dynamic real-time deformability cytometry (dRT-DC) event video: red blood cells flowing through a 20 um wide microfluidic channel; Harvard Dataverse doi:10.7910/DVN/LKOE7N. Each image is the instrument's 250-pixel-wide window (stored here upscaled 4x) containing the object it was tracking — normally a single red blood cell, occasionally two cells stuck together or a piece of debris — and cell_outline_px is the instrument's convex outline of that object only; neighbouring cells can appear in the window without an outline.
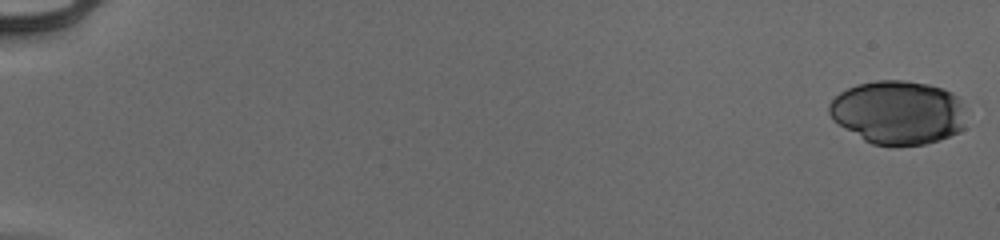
{"species": "human", "species_latin": "Homo sapiens", "temperature_condition": "cold", "stored_images_in_passage": 54, "camera_frame_rate_fps": 3000, "um_per_image_px": 0.085, "donor": {"sex": "male"}, "frame": {"image": 1, "passage_image": 1, "time_ms": 0.0, "image_size_px": [1000, 240], "cell_outline_px": [[964, 128], [960, 132], [940, 140], [924, 144], [892, 148], [872, 144], [864, 140], [832, 120], [828, 112], [828, 104], [840, 92], [856, 84], [876, 80], [904, 80], [928, 84], [944, 88], [952, 92], [956, 96], [960, 104]], "centroid_in_image_um": [76.3, 9.58], "position_along_channel_um": 8.7, "area_um2": 51.27}}
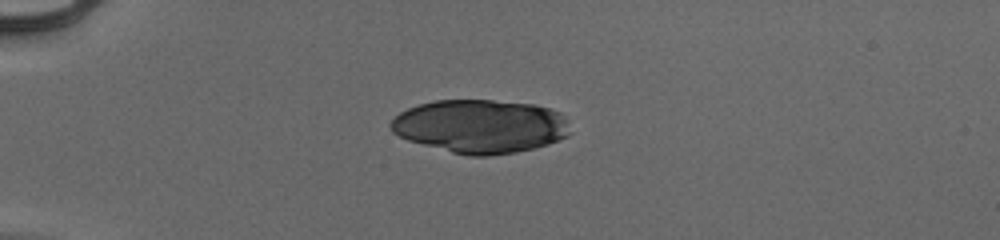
{"frame": {"image": 2, "passage_image": 16, "time_ms": 5.0, "image_size_px": [1000, 240], "cell_outline_px": [[572, 132], [568, 136], [548, 144], [516, 152], [488, 156], [468, 156], [452, 152], [408, 140], [392, 132], [388, 124], [400, 112], [408, 108], [420, 104], [436, 100], [492, 100], [536, 104], [560, 112]], "centroid_in_image_um": [40.84, 10.73], "position_along_channel_um": 44.2, "area_um2": 55.89}}